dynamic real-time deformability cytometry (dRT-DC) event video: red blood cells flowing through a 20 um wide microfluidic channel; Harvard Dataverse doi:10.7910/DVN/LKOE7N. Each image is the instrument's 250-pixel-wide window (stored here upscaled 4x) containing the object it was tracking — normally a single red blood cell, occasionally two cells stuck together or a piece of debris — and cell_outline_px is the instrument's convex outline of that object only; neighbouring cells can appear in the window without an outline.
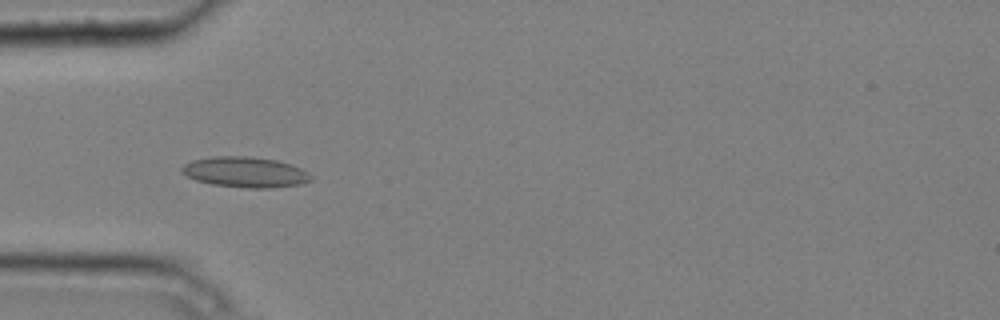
{"species": "common noctule bat (a hibernating species)", "species_latin": "Nyctalus noctula", "temperature_condition": "cold", "stored_images_in_passage": 4, "camera_frame_rate_fps": 3000, "um_per_image_px": 0.085, "animal": {"sex": "male", "body_mass_g": 20.4}, "frame": {"image": 1, "passage_image": 3, "time_ms": 0.667, "image_size_px": [1000, 320], "cell_outline_px": [[312, 180], [300, 184], [272, 188], [248, 188], [212, 184], [196, 180], [180, 172], [180, 168], [184, 164], [192, 160], [212, 156], [252, 156], [276, 160], [292, 164], [308, 172], [312, 176]], "centroid_in_image_um": [20.84, 14.62], "position_along_channel_um": 64.2, "area_um2": 23.12}}
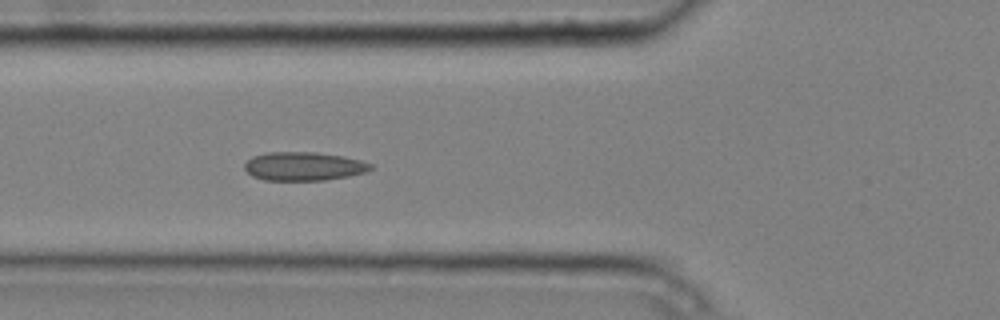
{"frame": {"image": 2, "passage_image": 4, "time_ms": 1.0, "image_size_px": [1000, 320], "cell_outline_px": [[372, 168], [364, 172], [348, 176], [324, 180], [264, 180], [252, 176], [244, 168], [244, 164], [252, 156], [264, 152], [316, 152], [344, 156], [360, 160], [372, 164]], "centroid_in_image_um": [25.78, 14.12], "position_along_channel_um": 100.0, "area_um2": 21.04}}